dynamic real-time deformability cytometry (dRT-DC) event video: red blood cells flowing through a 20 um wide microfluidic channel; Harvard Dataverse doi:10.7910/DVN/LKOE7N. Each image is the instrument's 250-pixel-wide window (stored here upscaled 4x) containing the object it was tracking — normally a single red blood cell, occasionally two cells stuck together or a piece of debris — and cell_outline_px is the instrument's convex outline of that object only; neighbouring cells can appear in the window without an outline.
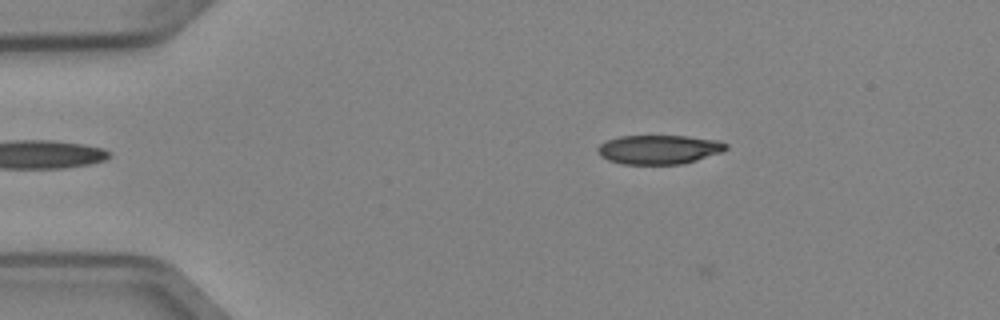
{"species": "Egyptian fruit bat (a non-hibernating species)", "species_latin": "Rousettus aegyptiacus", "temperature_condition": "cold", "stored_images_in_passage": 10, "camera_frame_rate_fps": 3000, "um_per_image_px": 0.085, "animal": {"sex": "female"}, "frame": {"image": 1, "passage_image": 5, "time_ms": 1.333, "image_size_px": [1000, 320], "cell_outline_px": [[728, 148], [724, 152], [684, 164], [620, 164], [608, 160], [600, 156], [596, 148], [600, 144], [608, 140], [620, 136], [688, 136], [720, 140], [728, 144]], "centroid_in_image_um": [56.06, 12.71], "position_along_channel_um": 28.9, "area_um2": 22.08}}